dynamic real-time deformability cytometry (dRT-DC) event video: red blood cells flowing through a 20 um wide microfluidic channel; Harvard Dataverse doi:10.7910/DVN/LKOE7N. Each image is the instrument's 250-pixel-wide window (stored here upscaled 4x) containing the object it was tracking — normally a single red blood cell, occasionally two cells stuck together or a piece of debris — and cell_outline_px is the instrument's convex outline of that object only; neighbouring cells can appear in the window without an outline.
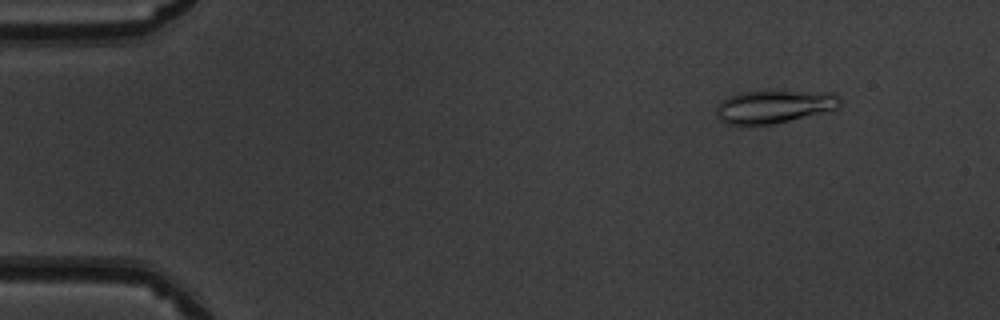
{"species": "common noctule bat (a hibernating species)", "species_latin": "Nyctalus noctula", "temperature_condition": "warm", "stored_images_in_passage": 47, "camera_frame_rate_fps": 3000, "um_per_image_px": 0.085, "animal": {"sex": "male", "body_mass_g": 19.5, "forearm_length_mm": 54.6}, "frame": {"image": 1, "passage_image": 2, "time_ms": 0.333, "image_size_px": [1000, 320], "cell_outline_px": [[840, 104], [836, 108], [772, 124], [724, 124], [716, 116], [716, 108], [728, 96], [744, 92], [768, 88], [832, 92], [840, 96]], "centroid_in_image_um": [65.79, 8.99], "position_along_channel_um": 19.2, "area_um2": 24.28}}
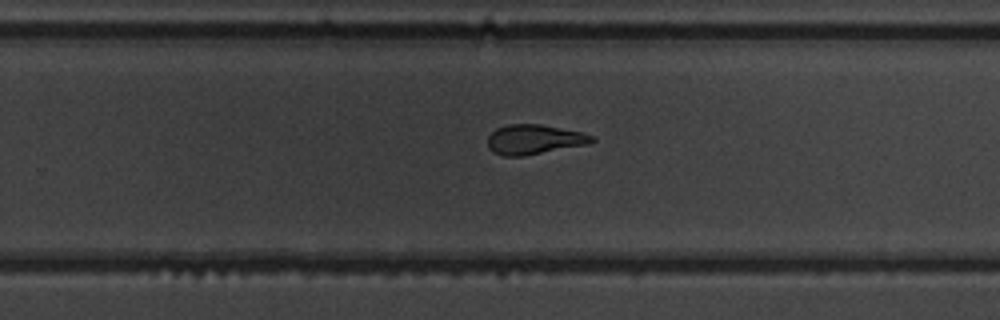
{"frame": {"image": 2, "passage_image": 29, "time_ms": 9.333, "image_size_px": [1000, 320], "cell_outline_px": [[596, 140], [588, 144], [524, 156], [504, 156], [488, 148], [488, 136], [496, 128], [508, 124], [540, 124], [580, 132], [592, 136]], "centroid_in_image_um": [45.39, 11.85], "position_along_channel_um": 284.4, "area_um2": 17.86}}
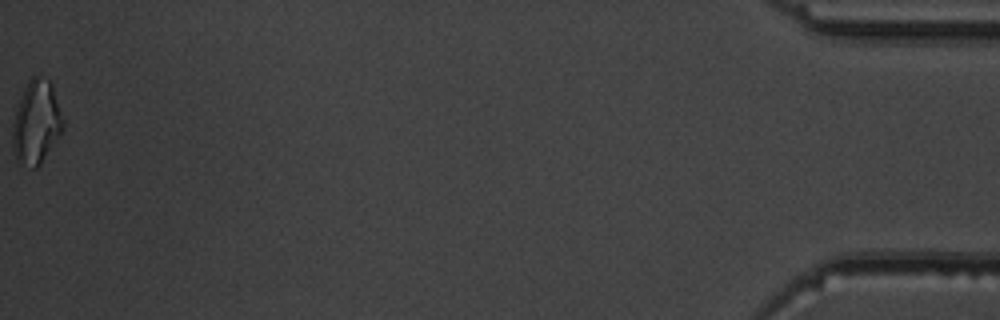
{"frame": {"image": 3, "passage_image": 47, "time_ms": 15.333, "image_size_px": [1000, 320], "cell_outline_px": [[64, 128], [40, 164], [36, 168], [32, 168], [16, 160], [12, 148], [12, 124], [16, 108], [20, 96], [28, 80], [32, 76], [40, 76], [48, 80], [52, 84], [64, 120]], "centroid_in_image_um": [3.07, 10.38], "position_along_channel_um": 432.1, "area_um2": 24.62}, "authors_computed_cell_mechanics": {"area_um2": 19.2474, "velocity_mm_per_s": 4.0476, "shape_relaxation_time_tau1_ms": 4.4137, "shape_relaxation_time_tau2_ms": 1.0788, "deformation_change_tau1": 0.1638, "deformation_change_tau2": 0.0718}}